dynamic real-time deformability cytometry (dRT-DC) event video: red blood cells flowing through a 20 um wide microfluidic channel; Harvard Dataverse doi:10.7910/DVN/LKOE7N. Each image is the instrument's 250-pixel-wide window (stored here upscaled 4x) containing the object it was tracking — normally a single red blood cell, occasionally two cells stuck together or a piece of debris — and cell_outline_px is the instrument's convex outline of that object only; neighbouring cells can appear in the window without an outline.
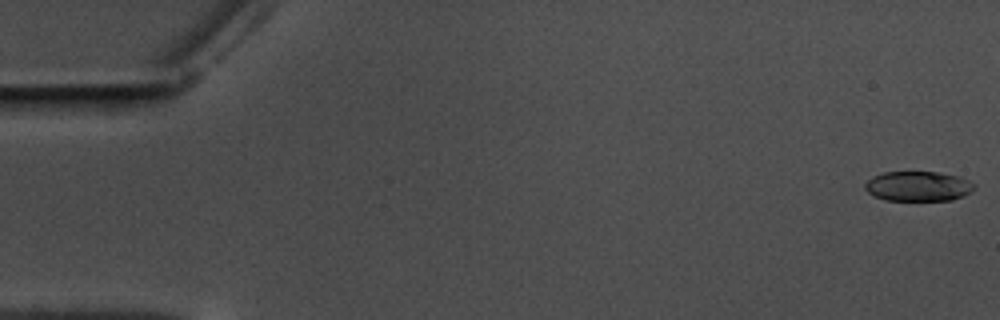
{"species": "common noctule bat (a hibernating species)", "species_latin": "Nyctalus noctula", "temperature_condition": "warm", "stored_images_in_passage": 58, "camera_frame_rate_fps": 3000, "um_per_image_px": 0.085, "animal": {"sex": "male", "body_mass_g": 17.5, "forearm_length_mm": 52.3}, "frame": {"image": 1, "passage_image": 1, "time_ms": 0.0, "image_size_px": [1000, 320], "cell_outline_px": [[976, 184], [972, 192], [964, 196], [952, 200], [884, 200], [872, 196], [864, 188], [864, 184], [872, 176], [884, 172], [940, 172], [960, 176]], "centroid_in_image_um": [78.05, 15.83], "position_along_channel_um": 6.9, "area_um2": 19.31}}
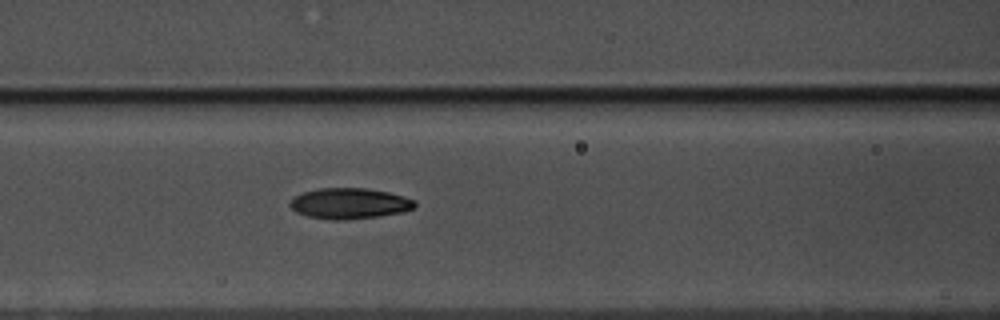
{"frame": {"image": 2, "passage_image": 25, "time_ms": 8.0, "image_size_px": [1000, 320], "cell_outline_px": [[416, 204], [412, 208], [400, 212], [380, 216], [344, 220], [332, 220], [308, 216], [296, 212], [288, 204], [296, 196], [304, 192], [320, 188], [368, 188], [388, 192], [404, 196], [416, 200]], "centroid_in_image_um": [29.71, 17.29], "position_along_channel_um": 136.9, "area_um2": 22.25}}
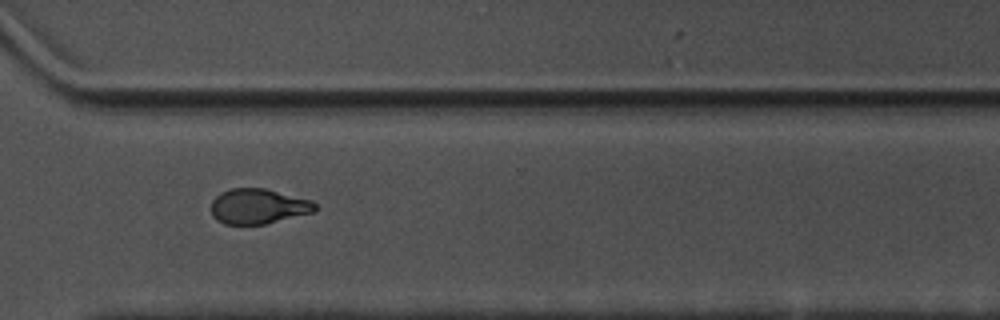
{"frame": {"image": 3, "passage_image": 43, "time_ms": 14.0, "image_size_px": [1000, 320], "cell_outline_px": [[316, 212], [264, 224], [224, 224], [216, 220], [212, 216], [212, 200], [220, 192], [232, 188], [264, 188], [312, 200], [316, 204]], "centroid_in_image_um": [21.96, 17.54], "position_along_channel_um": 348.6, "area_um2": 21.39}, "authors_computed_cell_mechanics": {"area_um2": 21.386, "velocity_mm_per_s": 3.5389, "shape_relaxation_time_tau1_ms": 6.3747, "shape_relaxation_time_tau2_ms": 3.6439, "deformation_change_tau1": 0.1998, "deformation_change_tau2": 0.097}}